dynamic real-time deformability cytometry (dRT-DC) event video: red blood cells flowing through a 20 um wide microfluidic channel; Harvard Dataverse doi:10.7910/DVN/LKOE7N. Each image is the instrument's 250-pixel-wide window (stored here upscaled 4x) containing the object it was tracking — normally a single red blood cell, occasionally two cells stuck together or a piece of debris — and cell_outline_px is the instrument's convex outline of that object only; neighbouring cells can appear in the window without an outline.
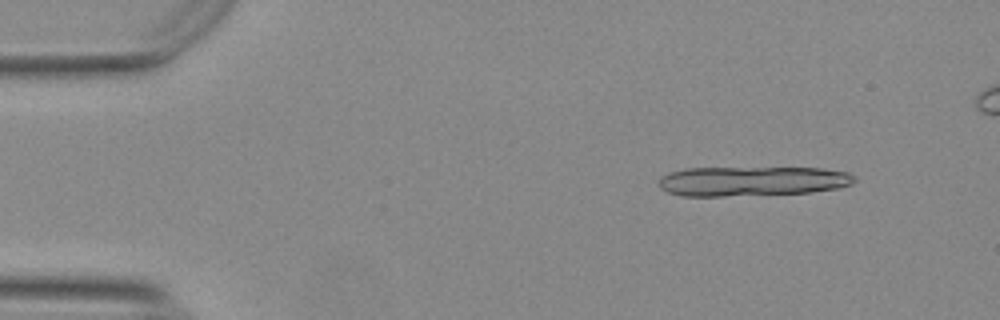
{"species": "Egyptian fruit bat (a non-hibernating species)", "species_latin": "Rousettus aegyptiacus", "temperature_condition": "warm", "stored_images_in_passage": 9, "camera_frame_rate_fps": 3000, "um_per_image_px": 0.085, "animal": {"sex": "female"}, "frame": {"image": 1, "passage_image": 1, "time_ms": 0.0, "image_size_px": [1000, 320], "cell_outline_px": [[856, 180], [852, 184], [836, 188], [808, 192], [724, 196], [680, 196], [668, 192], [660, 188], [660, 180], [668, 172], [684, 168], [824, 168], [848, 172], [856, 176]], "centroid_in_image_um": [63.94, 15.39], "position_along_channel_um": 21.1, "area_um2": 33.76}}